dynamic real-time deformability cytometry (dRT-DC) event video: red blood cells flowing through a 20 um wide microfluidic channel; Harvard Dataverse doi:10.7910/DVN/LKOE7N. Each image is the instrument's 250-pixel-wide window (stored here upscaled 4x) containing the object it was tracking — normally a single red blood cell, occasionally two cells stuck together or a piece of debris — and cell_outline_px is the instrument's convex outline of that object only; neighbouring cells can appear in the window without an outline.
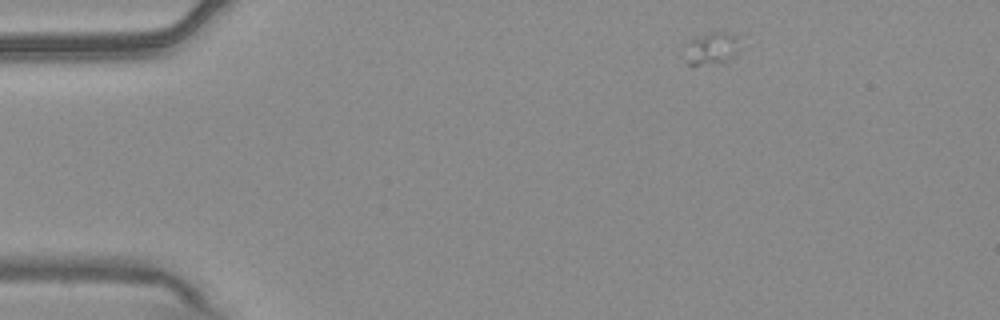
{"species": "common noctule bat (a hibernating species)", "species_latin": "Nyctalus noctula", "temperature_condition": "warm", "stored_images_in_passage": 41, "camera_frame_rate_fps": 3000, "um_per_image_px": 0.085, "animal": {"sex": "male", "body_mass_g": 20.4}, "frame": {"image": 1, "passage_image": 1, "time_ms": 0.0, "image_size_px": [1000, 320], "cell_outline_px": [[744, 48], [728, 64], [692, 68], [688, 64], [680, 48], [696, 36], [712, 32], [724, 32], [740, 36]], "centroid_in_image_um": [60.53, 4.2], "position_along_channel_um": 24.5, "area_um2": 12.08}}